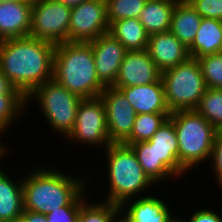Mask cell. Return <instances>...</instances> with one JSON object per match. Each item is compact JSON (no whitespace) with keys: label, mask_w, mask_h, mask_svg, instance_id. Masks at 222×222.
<instances>
[{"label":"cell","mask_w":222,"mask_h":222,"mask_svg":"<svg viewBox=\"0 0 222 222\" xmlns=\"http://www.w3.org/2000/svg\"><path fill=\"white\" fill-rule=\"evenodd\" d=\"M55 44L33 38L0 41V71L25 97L53 79Z\"/></svg>","instance_id":"6da1fadb"},{"label":"cell","mask_w":222,"mask_h":222,"mask_svg":"<svg viewBox=\"0 0 222 222\" xmlns=\"http://www.w3.org/2000/svg\"><path fill=\"white\" fill-rule=\"evenodd\" d=\"M32 168L23 174V207L24 210L41 214L56 211L57 208L69 206L86 188L88 178L81 175L65 173L53 169L48 164Z\"/></svg>","instance_id":"7a4b0ae2"},{"label":"cell","mask_w":222,"mask_h":222,"mask_svg":"<svg viewBox=\"0 0 222 222\" xmlns=\"http://www.w3.org/2000/svg\"><path fill=\"white\" fill-rule=\"evenodd\" d=\"M53 79L82 99L99 97L105 89L98 79L89 42H64L55 46Z\"/></svg>","instance_id":"3957f363"},{"label":"cell","mask_w":222,"mask_h":222,"mask_svg":"<svg viewBox=\"0 0 222 222\" xmlns=\"http://www.w3.org/2000/svg\"><path fill=\"white\" fill-rule=\"evenodd\" d=\"M107 194L99 199L121 206L128 199L144 196L154 185L144 172L133 149L125 144H110L105 150ZM145 190V191H144ZM147 190V191H146Z\"/></svg>","instance_id":"277c9868"},{"label":"cell","mask_w":222,"mask_h":222,"mask_svg":"<svg viewBox=\"0 0 222 222\" xmlns=\"http://www.w3.org/2000/svg\"><path fill=\"white\" fill-rule=\"evenodd\" d=\"M169 118L177 133L180 166L189 173L209 162L217 130L196 109L176 111Z\"/></svg>","instance_id":"5b68a950"},{"label":"cell","mask_w":222,"mask_h":222,"mask_svg":"<svg viewBox=\"0 0 222 222\" xmlns=\"http://www.w3.org/2000/svg\"><path fill=\"white\" fill-rule=\"evenodd\" d=\"M32 99L42 109L41 112L44 114L42 117H45L46 124L64 140L74 127L82 98L51 79L36 87L26 97V105Z\"/></svg>","instance_id":"8992f818"},{"label":"cell","mask_w":222,"mask_h":222,"mask_svg":"<svg viewBox=\"0 0 222 222\" xmlns=\"http://www.w3.org/2000/svg\"><path fill=\"white\" fill-rule=\"evenodd\" d=\"M161 79L171 113L198 107L206 85L197 59L190 57L184 63L161 72Z\"/></svg>","instance_id":"52a82bcc"},{"label":"cell","mask_w":222,"mask_h":222,"mask_svg":"<svg viewBox=\"0 0 222 222\" xmlns=\"http://www.w3.org/2000/svg\"><path fill=\"white\" fill-rule=\"evenodd\" d=\"M80 146L105 150L110 144L105 106L99 97L82 99L70 134L65 138Z\"/></svg>","instance_id":"ba28073f"},{"label":"cell","mask_w":222,"mask_h":222,"mask_svg":"<svg viewBox=\"0 0 222 222\" xmlns=\"http://www.w3.org/2000/svg\"><path fill=\"white\" fill-rule=\"evenodd\" d=\"M71 9L58 0H33L29 36L55 45L69 42Z\"/></svg>","instance_id":"9c48e42d"},{"label":"cell","mask_w":222,"mask_h":222,"mask_svg":"<svg viewBox=\"0 0 222 222\" xmlns=\"http://www.w3.org/2000/svg\"><path fill=\"white\" fill-rule=\"evenodd\" d=\"M108 32L105 0H86L72 7L69 42H89Z\"/></svg>","instance_id":"30bf717a"},{"label":"cell","mask_w":222,"mask_h":222,"mask_svg":"<svg viewBox=\"0 0 222 222\" xmlns=\"http://www.w3.org/2000/svg\"><path fill=\"white\" fill-rule=\"evenodd\" d=\"M100 98L105 106L110 142L123 144L131 135L137 113L124 94L113 86H106Z\"/></svg>","instance_id":"8fae6325"},{"label":"cell","mask_w":222,"mask_h":222,"mask_svg":"<svg viewBox=\"0 0 222 222\" xmlns=\"http://www.w3.org/2000/svg\"><path fill=\"white\" fill-rule=\"evenodd\" d=\"M92 46L99 81L113 86L127 50L109 32L89 41Z\"/></svg>","instance_id":"7c38bea8"},{"label":"cell","mask_w":222,"mask_h":222,"mask_svg":"<svg viewBox=\"0 0 222 222\" xmlns=\"http://www.w3.org/2000/svg\"><path fill=\"white\" fill-rule=\"evenodd\" d=\"M161 72L147 49L127 51L120 65L114 88L147 85L156 82Z\"/></svg>","instance_id":"4fadbf2b"},{"label":"cell","mask_w":222,"mask_h":222,"mask_svg":"<svg viewBox=\"0 0 222 222\" xmlns=\"http://www.w3.org/2000/svg\"><path fill=\"white\" fill-rule=\"evenodd\" d=\"M147 51L160 72L190 58L188 48L171 31L149 35Z\"/></svg>","instance_id":"5bb4252c"},{"label":"cell","mask_w":222,"mask_h":222,"mask_svg":"<svg viewBox=\"0 0 222 222\" xmlns=\"http://www.w3.org/2000/svg\"><path fill=\"white\" fill-rule=\"evenodd\" d=\"M150 194V195H149ZM135 199H128L120 209L133 222H179L180 216H174L167 201L152 195L151 192ZM158 196V197H157ZM163 199V200H162ZM132 200V201H131Z\"/></svg>","instance_id":"9a60e30c"},{"label":"cell","mask_w":222,"mask_h":222,"mask_svg":"<svg viewBox=\"0 0 222 222\" xmlns=\"http://www.w3.org/2000/svg\"><path fill=\"white\" fill-rule=\"evenodd\" d=\"M33 0L0 4V41L30 35Z\"/></svg>","instance_id":"2e32d148"},{"label":"cell","mask_w":222,"mask_h":222,"mask_svg":"<svg viewBox=\"0 0 222 222\" xmlns=\"http://www.w3.org/2000/svg\"><path fill=\"white\" fill-rule=\"evenodd\" d=\"M119 89L137 114L171 113L165 101L161 77L154 83Z\"/></svg>","instance_id":"e0dca14e"},{"label":"cell","mask_w":222,"mask_h":222,"mask_svg":"<svg viewBox=\"0 0 222 222\" xmlns=\"http://www.w3.org/2000/svg\"><path fill=\"white\" fill-rule=\"evenodd\" d=\"M148 142L153 144L157 159L161 160L180 181L179 178L184 177L187 172L178 160V140L173 121L168 118Z\"/></svg>","instance_id":"ac0fdd59"},{"label":"cell","mask_w":222,"mask_h":222,"mask_svg":"<svg viewBox=\"0 0 222 222\" xmlns=\"http://www.w3.org/2000/svg\"><path fill=\"white\" fill-rule=\"evenodd\" d=\"M3 169L4 167L0 166V221L19 222L24 210L23 176L19 177V180L11 179L9 173Z\"/></svg>","instance_id":"d6986e66"},{"label":"cell","mask_w":222,"mask_h":222,"mask_svg":"<svg viewBox=\"0 0 222 222\" xmlns=\"http://www.w3.org/2000/svg\"><path fill=\"white\" fill-rule=\"evenodd\" d=\"M188 52L195 59L222 52V20L202 18Z\"/></svg>","instance_id":"ffe728a7"},{"label":"cell","mask_w":222,"mask_h":222,"mask_svg":"<svg viewBox=\"0 0 222 222\" xmlns=\"http://www.w3.org/2000/svg\"><path fill=\"white\" fill-rule=\"evenodd\" d=\"M202 17L186 0H179L172 12L170 31L188 48L197 34Z\"/></svg>","instance_id":"44dd1931"},{"label":"cell","mask_w":222,"mask_h":222,"mask_svg":"<svg viewBox=\"0 0 222 222\" xmlns=\"http://www.w3.org/2000/svg\"><path fill=\"white\" fill-rule=\"evenodd\" d=\"M179 0H147L140 13L139 21L146 32L154 33L170 31L172 12Z\"/></svg>","instance_id":"7402d4cb"},{"label":"cell","mask_w":222,"mask_h":222,"mask_svg":"<svg viewBox=\"0 0 222 222\" xmlns=\"http://www.w3.org/2000/svg\"><path fill=\"white\" fill-rule=\"evenodd\" d=\"M109 33L116 38L127 51L147 49L149 34L139 18H126L109 25Z\"/></svg>","instance_id":"603a6c76"},{"label":"cell","mask_w":222,"mask_h":222,"mask_svg":"<svg viewBox=\"0 0 222 222\" xmlns=\"http://www.w3.org/2000/svg\"><path fill=\"white\" fill-rule=\"evenodd\" d=\"M129 146L135 152L142 169L155 185H159L161 182L164 183L165 181L167 183L169 180L171 181V178L172 180L173 178H177L161 160L157 159V153L153 144H150L148 141H141L130 144Z\"/></svg>","instance_id":"cb8c5ba5"},{"label":"cell","mask_w":222,"mask_h":222,"mask_svg":"<svg viewBox=\"0 0 222 222\" xmlns=\"http://www.w3.org/2000/svg\"><path fill=\"white\" fill-rule=\"evenodd\" d=\"M170 115L171 113L137 114L131 135L123 144L129 146L133 143L150 140Z\"/></svg>","instance_id":"d4e9b609"},{"label":"cell","mask_w":222,"mask_h":222,"mask_svg":"<svg viewBox=\"0 0 222 222\" xmlns=\"http://www.w3.org/2000/svg\"><path fill=\"white\" fill-rule=\"evenodd\" d=\"M27 107L24 95H0V135L2 137L26 112Z\"/></svg>","instance_id":"484cf974"},{"label":"cell","mask_w":222,"mask_h":222,"mask_svg":"<svg viewBox=\"0 0 222 222\" xmlns=\"http://www.w3.org/2000/svg\"><path fill=\"white\" fill-rule=\"evenodd\" d=\"M196 110L217 131H222V89L206 88Z\"/></svg>","instance_id":"4316f807"},{"label":"cell","mask_w":222,"mask_h":222,"mask_svg":"<svg viewBox=\"0 0 222 222\" xmlns=\"http://www.w3.org/2000/svg\"><path fill=\"white\" fill-rule=\"evenodd\" d=\"M97 202H94V201ZM86 201L80 208V222H112L113 216L120 209L119 205L94 199ZM99 202V203H98Z\"/></svg>","instance_id":"83f0119b"},{"label":"cell","mask_w":222,"mask_h":222,"mask_svg":"<svg viewBox=\"0 0 222 222\" xmlns=\"http://www.w3.org/2000/svg\"><path fill=\"white\" fill-rule=\"evenodd\" d=\"M109 25L126 18H139L147 0H105Z\"/></svg>","instance_id":"f1b7e54d"},{"label":"cell","mask_w":222,"mask_h":222,"mask_svg":"<svg viewBox=\"0 0 222 222\" xmlns=\"http://www.w3.org/2000/svg\"><path fill=\"white\" fill-rule=\"evenodd\" d=\"M206 88L222 89V52L197 59Z\"/></svg>","instance_id":"f546056e"},{"label":"cell","mask_w":222,"mask_h":222,"mask_svg":"<svg viewBox=\"0 0 222 222\" xmlns=\"http://www.w3.org/2000/svg\"><path fill=\"white\" fill-rule=\"evenodd\" d=\"M86 189L69 205L57 208L46 214L48 222H75L78 219L81 206L89 200L86 198Z\"/></svg>","instance_id":"4dcf8cb0"},{"label":"cell","mask_w":222,"mask_h":222,"mask_svg":"<svg viewBox=\"0 0 222 222\" xmlns=\"http://www.w3.org/2000/svg\"><path fill=\"white\" fill-rule=\"evenodd\" d=\"M202 18L222 20V0H187Z\"/></svg>","instance_id":"1f68e13d"},{"label":"cell","mask_w":222,"mask_h":222,"mask_svg":"<svg viewBox=\"0 0 222 222\" xmlns=\"http://www.w3.org/2000/svg\"><path fill=\"white\" fill-rule=\"evenodd\" d=\"M211 172L218 186L222 183V131H217L214 137L213 148L211 152ZM216 178V179H215Z\"/></svg>","instance_id":"d6a6232c"},{"label":"cell","mask_w":222,"mask_h":222,"mask_svg":"<svg viewBox=\"0 0 222 222\" xmlns=\"http://www.w3.org/2000/svg\"><path fill=\"white\" fill-rule=\"evenodd\" d=\"M210 206L207 207H199V209H196L195 211L191 212L190 218L186 221L184 220V217H179V222H220L222 220V213L217 212L215 210L209 209Z\"/></svg>","instance_id":"836d02e7"},{"label":"cell","mask_w":222,"mask_h":222,"mask_svg":"<svg viewBox=\"0 0 222 222\" xmlns=\"http://www.w3.org/2000/svg\"><path fill=\"white\" fill-rule=\"evenodd\" d=\"M0 95H23L0 71Z\"/></svg>","instance_id":"e575fe53"},{"label":"cell","mask_w":222,"mask_h":222,"mask_svg":"<svg viewBox=\"0 0 222 222\" xmlns=\"http://www.w3.org/2000/svg\"><path fill=\"white\" fill-rule=\"evenodd\" d=\"M19 222H48V220L45 214L23 210Z\"/></svg>","instance_id":"d590c367"},{"label":"cell","mask_w":222,"mask_h":222,"mask_svg":"<svg viewBox=\"0 0 222 222\" xmlns=\"http://www.w3.org/2000/svg\"><path fill=\"white\" fill-rule=\"evenodd\" d=\"M112 222H133L125 213L119 209L113 216Z\"/></svg>","instance_id":"8d00e7d4"},{"label":"cell","mask_w":222,"mask_h":222,"mask_svg":"<svg viewBox=\"0 0 222 222\" xmlns=\"http://www.w3.org/2000/svg\"><path fill=\"white\" fill-rule=\"evenodd\" d=\"M0 137L2 136L0 135ZM6 144L7 143L3 144V142L0 141V164L3 161L2 159L4 158L6 159V156H7L6 154L9 153L8 151L11 149V148H8L9 146L6 147Z\"/></svg>","instance_id":"74e56055"},{"label":"cell","mask_w":222,"mask_h":222,"mask_svg":"<svg viewBox=\"0 0 222 222\" xmlns=\"http://www.w3.org/2000/svg\"><path fill=\"white\" fill-rule=\"evenodd\" d=\"M58 1L72 8V7L78 6L80 3L86 0H58Z\"/></svg>","instance_id":"f35d334b"},{"label":"cell","mask_w":222,"mask_h":222,"mask_svg":"<svg viewBox=\"0 0 222 222\" xmlns=\"http://www.w3.org/2000/svg\"><path fill=\"white\" fill-rule=\"evenodd\" d=\"M13 1H20V0H1V2H13Z\"/></svg>","instance_id":"ab89813d"},{"label":"cell","mask_w":222,"mask_h":222,"mask_svg":"<svg viewBox=\"0 0 222 222\" xmlns=\"http://www.w3.org/2000/svg\"><path fill=\"white\" fill-rule=\"evenodd\" d=\"M219 187L221 188V193H222V183L219 185Z\"/></svg>","instance_id":"60d3db41"}]
</instances>
